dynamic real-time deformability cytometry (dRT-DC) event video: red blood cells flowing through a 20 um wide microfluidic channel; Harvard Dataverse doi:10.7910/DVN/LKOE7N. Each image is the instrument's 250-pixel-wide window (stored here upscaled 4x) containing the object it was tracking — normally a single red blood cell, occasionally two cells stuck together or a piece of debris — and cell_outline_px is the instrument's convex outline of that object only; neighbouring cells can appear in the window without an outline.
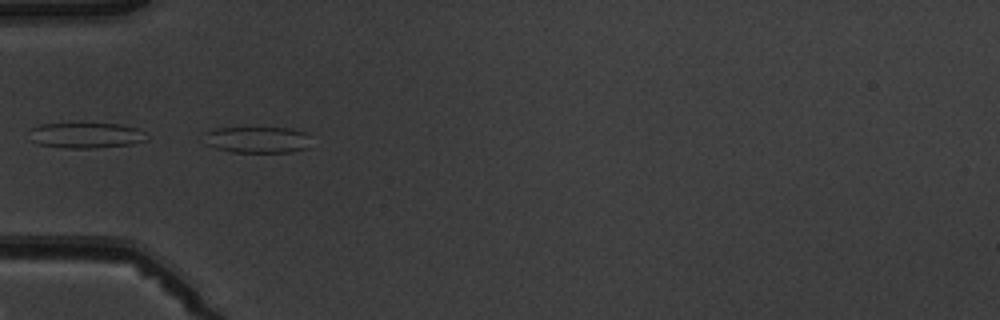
{"species": "common noctule bat (a hibernating species)", "species_latin": "Nyctalus noctula", "temperature_condition": "warm", "stored_images_in_passage": 6, "camera_frame_rate_fps": 3000, "um_per_image_px": 0.085, "animal": {"sex": "male", "body_mass_g": 19.5, "forearm_length_mm": 54.6}, "frame": {"image": 1, "passage_image": 5, "time_ms": 4.667, "image_size_px": [1000, 320], "cell_outline_px": [[308, 148], [292, 152], [232, 152], [216, 148], [204, 144], [204, 132], [216, 128], [292, 128], [308, 132]], "centroid_in_image_um": [21.86, 11.87], "position_along_channel_um": 63.1, "area_um2": 16.65}}
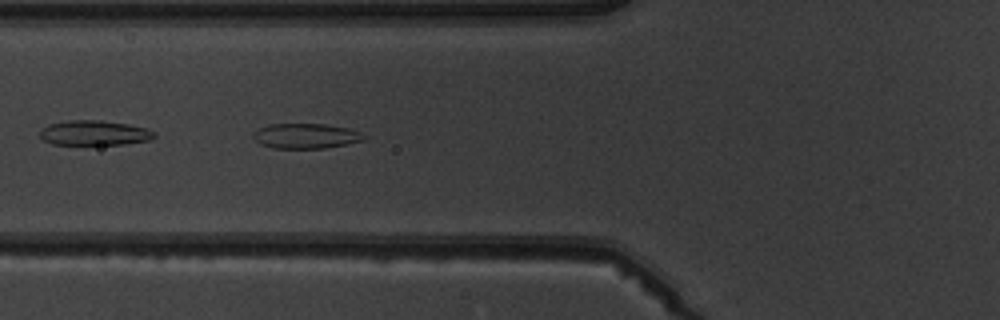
{"frame": {"image": 2, "passage_image": 6, "time_ms": 5.667, "image_size_px": [1000, 320], "cell_outline_px": [[364, 140], [324, 148], [272, 148], [260, 144], [252, 136], [252, 132], [268, 124], [324, 124], [348, 128], [360, 132], [364, 136]], "centroid_in_image_um": [25.94, 11.55], "position_along_channel_um": 99.9, "area_um2": 16.01}}